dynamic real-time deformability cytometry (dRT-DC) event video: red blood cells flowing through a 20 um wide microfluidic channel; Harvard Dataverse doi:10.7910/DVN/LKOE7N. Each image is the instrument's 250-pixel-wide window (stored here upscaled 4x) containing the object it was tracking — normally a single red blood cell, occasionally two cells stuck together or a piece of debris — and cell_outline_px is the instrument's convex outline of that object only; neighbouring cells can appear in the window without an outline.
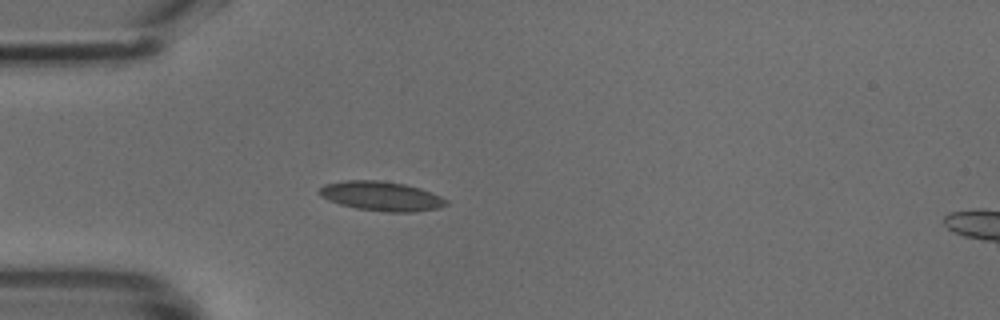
{"species": "common noctule bat (a hibernating species)", "species_latin": "Nyctalus noctula", "temperature_condition": "cold", "stored_images_in_passage": 42, "camera_frame_rate_fps": 3000, "um_per_image_px": 0.085, "animal": {"sex": "male", "body_mass_g": 18.8}, "frame": {"image": 1, "passage_image": 6, "time_ms": 1.667, "image_size_px": [1000, 320], "cell_outline_px": [[448, 204], [436, 208], [412, 212], [388, 212], [356, 208], [340, 204], [328, 200], [320, 196], [316, 192], [324, 184], [344, 180], [380, 180], [404, 184], [420, 188], [440, 196], [448, 200]], "centroid_in_image_um": [32.37, 16.66], "position_along_channel_um": 52.6, "area_um2": 21.73}}
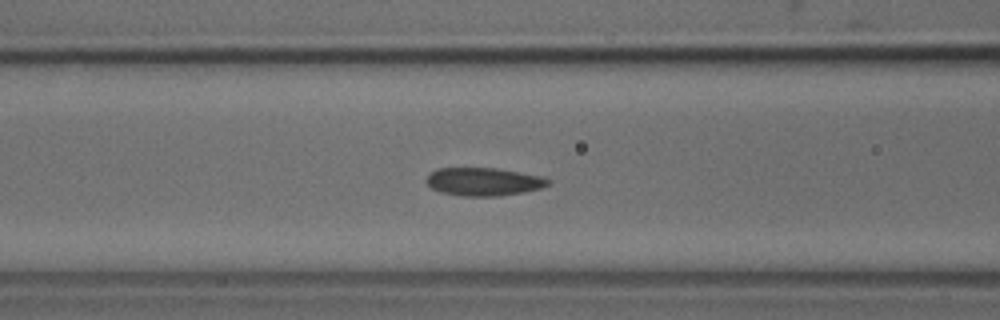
{"frame": {"image": 2, "passage_image": 12, "time_ms": 3.667, "image_size_px": [1000, 320], "cell_outline_px": [[552, 184], [540, 188], [524, 192], [496, 196], [460, 196], [440, 192], [432, 188], [424, 180], [436, 168], [496, 168], [544, 176], [552, 180]], "centroid_in_image_um": [41.14, 15.44], "position_along_channel_um": 125.5, "area_um2": 20.11}}
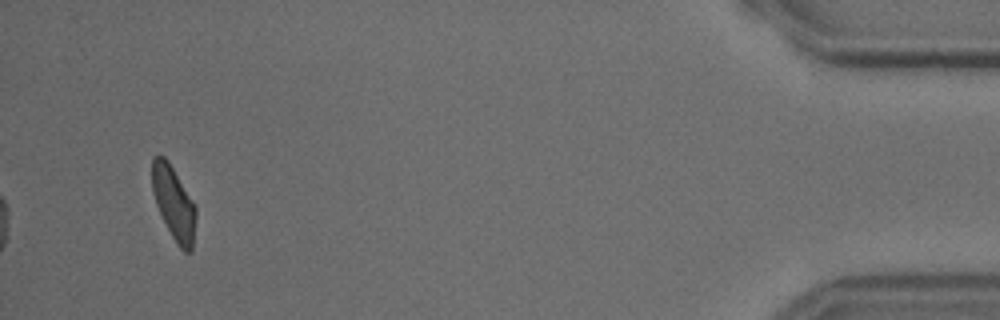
{"frame": {"image": 3, "passage_image": 39, "time_ms": 12.667, "image_size_px": [1000, 320], "cell_outline_px": [[196, 216], [192, 252], [184, 252], [176, 244], [156, 204], [152, 192], [152, 156], [164, 156], [168, 160], [196, 208]], "centroid_in_image_um": [14.76, 17.28], "position_along_channel_um": 420.4, "area_um2": 18.44}}